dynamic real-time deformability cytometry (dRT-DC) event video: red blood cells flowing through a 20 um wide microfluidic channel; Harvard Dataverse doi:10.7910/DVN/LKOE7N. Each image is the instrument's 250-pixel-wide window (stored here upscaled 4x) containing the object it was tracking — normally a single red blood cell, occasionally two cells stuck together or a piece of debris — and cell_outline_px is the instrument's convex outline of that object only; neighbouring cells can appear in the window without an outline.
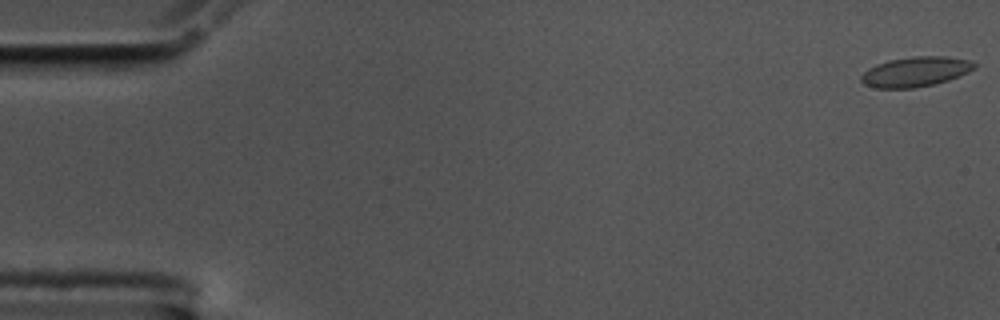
{"species": "common noctule bat (a hibernating species)", "species_latin": "Nyctalus noctula", "temperature_condition": "cold", "stored_images_in_passage": 57, "camera_frame_rate_fps": 3000, "um_per_image_px": 0.085, "animal": {"sex": "male", "body_mass_g": 17.5, "forearm_length_mm": 52.3}, "frame": {"image": 1, "passage_image": 1, "time_ms": 0.0, "image_size_px": [1000, 320], "cell_outline_px": [[976, 68], [968, 72], [948, 80], [932, 84], [912, 88], [876, 88], [864, 84], [860, 80], [860, 76], [868, 68], [876, 64], [888, 60], [912, 56], [948, 56], [972, 60], [976, 64]], "centroid_in_image_um": [77.82, 6.08], "position_along_channel_um": 7.2, "area_um2": 19.83}}
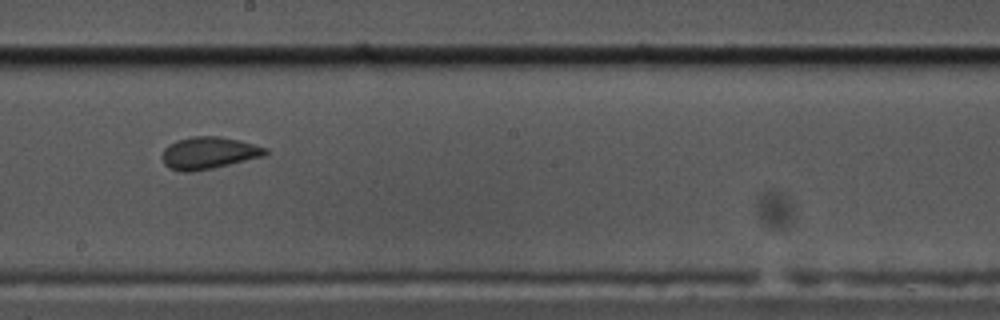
{"frame": {"image": 2, "passage_image": 32, "time_ms": 10.333, "image_size_px": [1000, 320], "cell_outline_px": [[268, 152], [264, 156], [212, 168], [192, 172], [180, 172], [168, 168], [164, 164], [164, 148], [168, 144], [176, 140], [192, 136], [220, 136], [240, 140], [268, 148]], "centroid_in_image_um": [17.74, 12.99], "position_along_channel_um": 230.5, "area_um2": 19.36}}
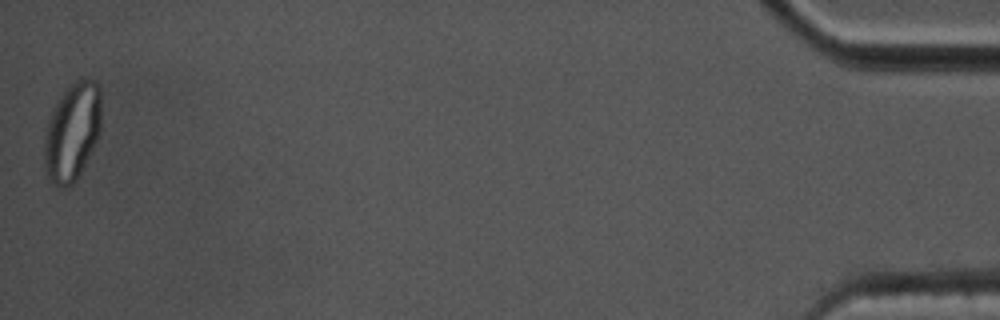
{"frame": {"image": 3, "passage_image": 57, "time_ms": 18.667, "image_size_px": [1000, 320], "cell_outline_px": [[100, 128], [96, 140], [76, 180], [68, 188], [64, 188], [56, 184], [48, 176], [44, 164], [44, 140], [48, 120], [56, 100], [76, 80], [84, 76], [96, 80], [100, 88]], "centroid_in_image_um": [6.13, 11.15], "position_along_channel_um": 429.1, "area_um2": 32.31}}